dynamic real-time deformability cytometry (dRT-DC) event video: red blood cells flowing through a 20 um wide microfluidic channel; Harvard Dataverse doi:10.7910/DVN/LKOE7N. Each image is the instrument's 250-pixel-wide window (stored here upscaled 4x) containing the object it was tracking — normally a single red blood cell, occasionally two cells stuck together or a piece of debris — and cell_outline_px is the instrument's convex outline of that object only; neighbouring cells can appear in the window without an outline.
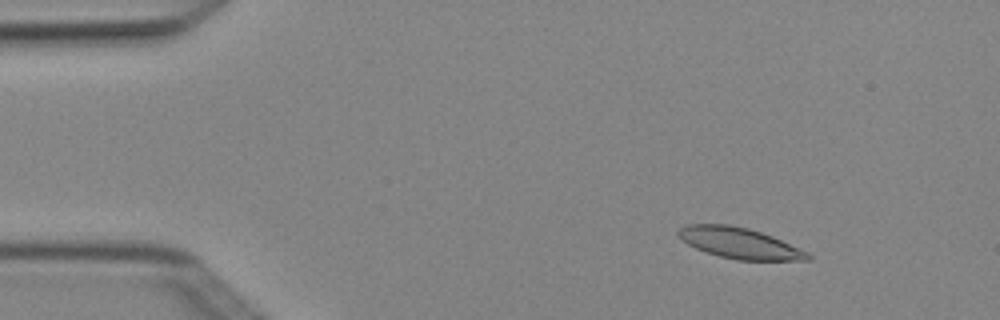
{"species": "Egyptian fruit bat (a non-hibernating species)", "species_latin": "Rousettus aegyptiacus", "temperature_condition": "cold", "stored_images_in_passage": 4, "camera_frame_rate_fps": 3000, "um_per_image_px": 0.085, "animal": {"sex": "female"}, "frame": {"image": 1, "passage_image": 1, "time_ms": 0.0, "image_size_px": [1000, 320], "cell_outline_px": [[812, 260], [736, 260], [704, 252], [688, 244], [676, 232], [680, 228], [688, 224], [728, 224], [748, 228], [772, 236], [808, 252], [812, 256]], "centroid_in_image_um": [62.87, 20.67], "position_along_channel_um": 22.1, "area_um2": 23.12}}
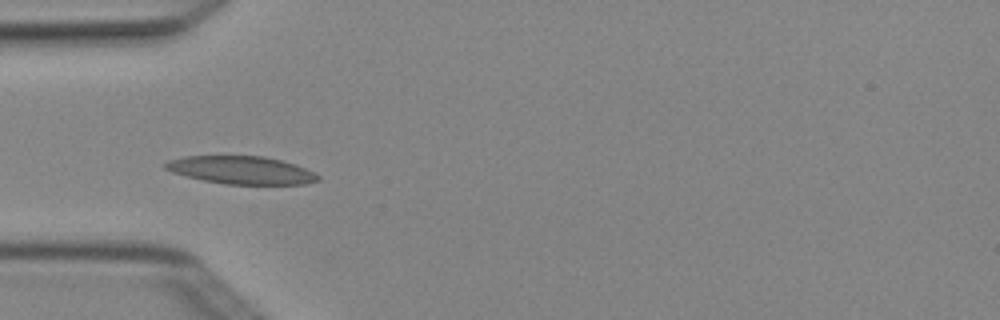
{"frame": {"image": 2, "passage_image": 3, "time_ms": 0.667, "image_size_px": [1000, 320], "cell_outline_px": [[320, 180], [304, 184], [224, 184], [204, 180], [172, 172], [164, 168], [164, 164], [168, 160], [184, 156], [264, 156], [296, 164], [320, 176]], "centroid_in_image_um": [20.51, 14.45], "position_along_channel_um": 64.5, "area_um2": 24.62}}
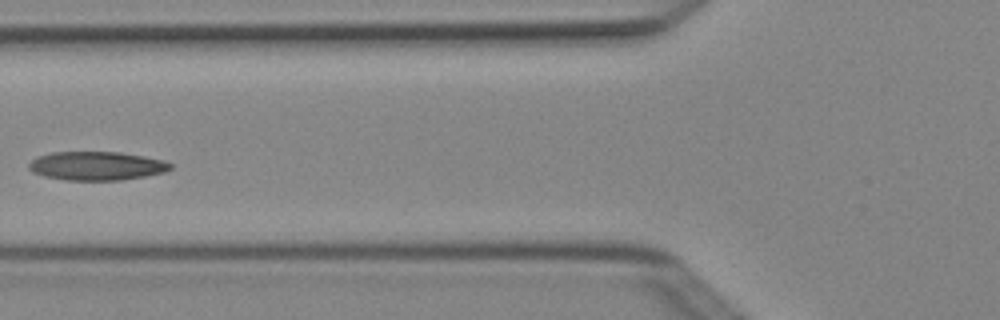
{"frame": {"image": 3, "passage_image": 4, "time_ms": 1.0, "image_size_px": [1000, 320], "cell_outline_px": [[172, 168], [164, 172], [144, 176], [120, 180], [64, 180], [44, 176], [32, 172], [28, 168], [28, 164], [36, 156], [52, 152], [120, 152], [144, 156], [164, 160], [172, 164]], "centroid_in_image_um": [8.19, 14.09], "position_along_channel_um": 117.6, "area_um2": 23.76}}